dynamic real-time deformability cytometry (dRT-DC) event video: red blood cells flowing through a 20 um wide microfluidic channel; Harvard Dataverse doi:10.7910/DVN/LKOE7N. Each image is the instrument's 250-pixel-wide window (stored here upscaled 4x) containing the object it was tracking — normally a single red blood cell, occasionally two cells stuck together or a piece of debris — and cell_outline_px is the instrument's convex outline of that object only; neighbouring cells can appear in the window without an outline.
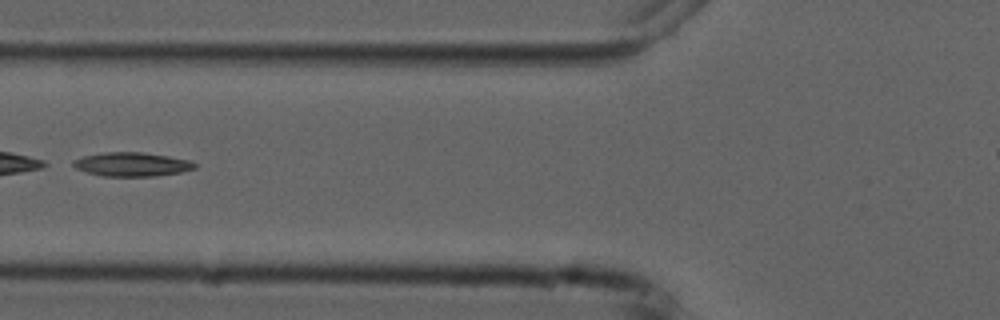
{"species": "common noctule bat (a hibernating species)", "species_latin": "Nyctalus noctula", "temperature_condition": "cold", "stored_images_in_passage": 7, "camera_frame_rate_fps": 3000, "um_per_image_px": 0.085, "animal": {"sex": "male", "forearm_length_mm": 52.5}, "frame": {"image": 1, "passage_image": 3, "time_ms": 2.333, "image_size_px": [1000, 320], "cell_outline_px": [[196, 168], [180, 172], [152, 176], [100, 176], [76, 168], [72, 164], [72, 160], [84, 156], [104, 152], [144, 152], [168, 156], [188, 160], [196, 164]], "centroid_in_image_um": [11.18, 13.96], "position_along_channel_um": 114.6, "area_um2": 16.82}}
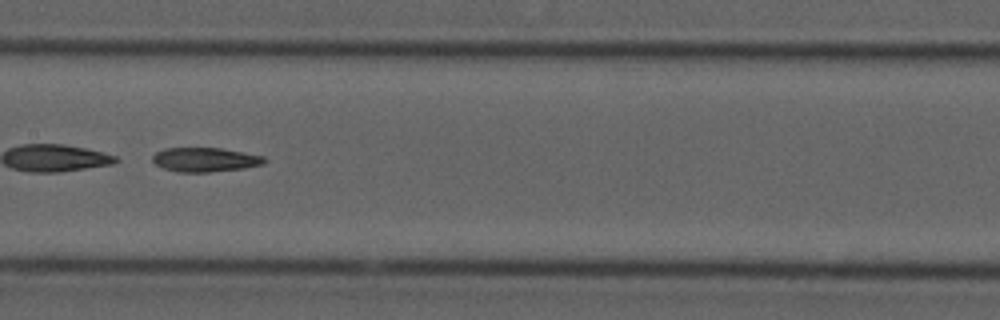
{"frame": {"image": 2, "passage_image": 5, "time_ms": 4.333, "image_size_px": [1000, 320], "cell_outline_px": [[268, 160], [264, 164], [244, 168], [208, 172], [176, 172], [164, 168], [156, 164], [152, 160], [152, 156], [156, 152], [164, 148], [220, 148], [264, 156]], "centroid_in_image_um": [17.44, 13.57], "position_along_channel_um": 190.0, "area_um2": 15.78}}
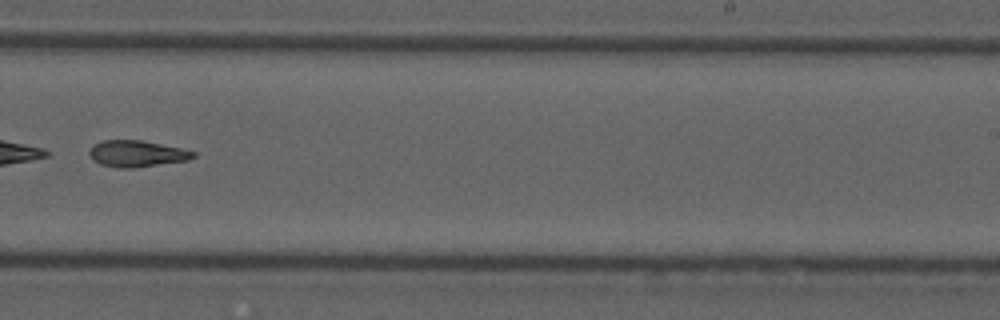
{"frame": {"image": 3, "passage_image": 7, "time_ms": 6.667, "image_size_px": [1000, 320], "cell_outline_px": [[196, 156], [188, 160], [132, 168], [116, 168], [100, 164], [92, 160], [88, 152], [92, 144], [100, 140], [144, 140], [180, 148], [196, 152]], "centroid_in_image_um": [11.58, 13.05], "position_along_channel_um": 277.4, "area_um2": 16.18}}